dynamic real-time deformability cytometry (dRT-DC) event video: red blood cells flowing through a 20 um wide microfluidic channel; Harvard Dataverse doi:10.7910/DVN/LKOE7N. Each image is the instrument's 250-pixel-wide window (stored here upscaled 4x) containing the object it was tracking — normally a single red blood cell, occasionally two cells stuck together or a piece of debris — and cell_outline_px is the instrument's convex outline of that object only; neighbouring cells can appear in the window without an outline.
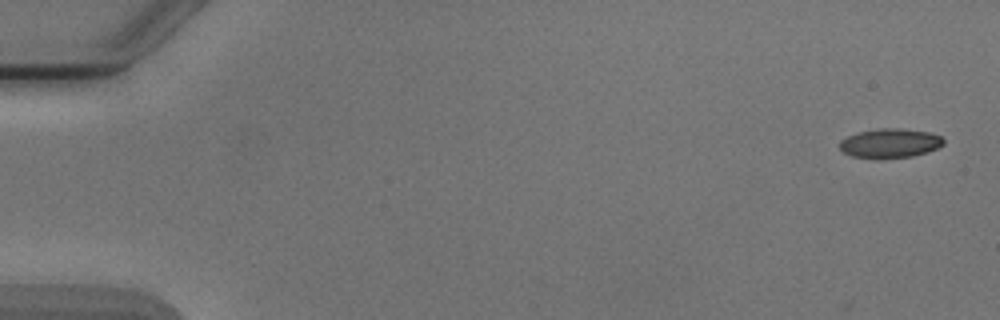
{"species": "Egyptian fruit bat (a non-hibernating species)", "species_latin": "Rousettus aegyptiacus", "temperature_condition": "cold", "stored_images_in_passage": 6, "camera_frame_rate_fps": 3000, "um_per_image_px": 0.085, "animal": {"sex": "male"}, "frame": {"image": 1, "passage_image": 1, "time_ms": 0.0, "image_size_px": [1000, 320], "cell_outline_px": [[944, 144], [928, 152], [912, 156], [880, 160], [852, 156], [844, 152], [840, 148], [840, 140], [848, 136], [860, 132], [880, 128], [900, 128], [928, 132], [940, 136], [944, 140]], "centroid_in_image_um": [75.65, 12.19], "position_along_channel_um": 9.4, "area_um2": 17.86}}